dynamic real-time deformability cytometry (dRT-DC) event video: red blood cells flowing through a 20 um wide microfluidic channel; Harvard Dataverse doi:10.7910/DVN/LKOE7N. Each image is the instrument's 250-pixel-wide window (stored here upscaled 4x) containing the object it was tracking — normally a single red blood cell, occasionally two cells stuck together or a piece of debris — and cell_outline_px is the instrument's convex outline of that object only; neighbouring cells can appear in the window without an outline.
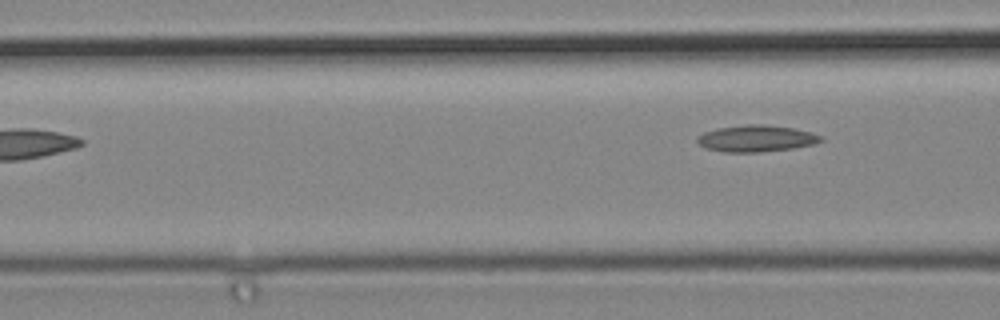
{"species": "common noctule bat (a hibernating species)", "species_latin": "Nyctalus noctula", "temperature_condition": "cold", "stored_images_in_passage": 3, "camera_frame_rate_fps": 3000, "um_per_image_px": 0.085, "animal": {"sex": "male", "body_mass_g": 19.2, "forearm_length_mm": 51.8}, "frame": {"image": 1, "passage_image": 3, "time_ms": 0.667, "image_size_px": [1000, 320], "cell_outline_px": [[824, 140], [812, 144], [792, 148], [760, 152], [724, 152], [704, 148], [696, 140], [696, 136], [704, 132], [716, 128], [748, 124], [764, 124], [792, 128], [812, 132], [824, 136]], "centroid_in_image_um": [64.26, 11.76], "position_along_channel_um": 102.3, "area_um2": 19.25}}